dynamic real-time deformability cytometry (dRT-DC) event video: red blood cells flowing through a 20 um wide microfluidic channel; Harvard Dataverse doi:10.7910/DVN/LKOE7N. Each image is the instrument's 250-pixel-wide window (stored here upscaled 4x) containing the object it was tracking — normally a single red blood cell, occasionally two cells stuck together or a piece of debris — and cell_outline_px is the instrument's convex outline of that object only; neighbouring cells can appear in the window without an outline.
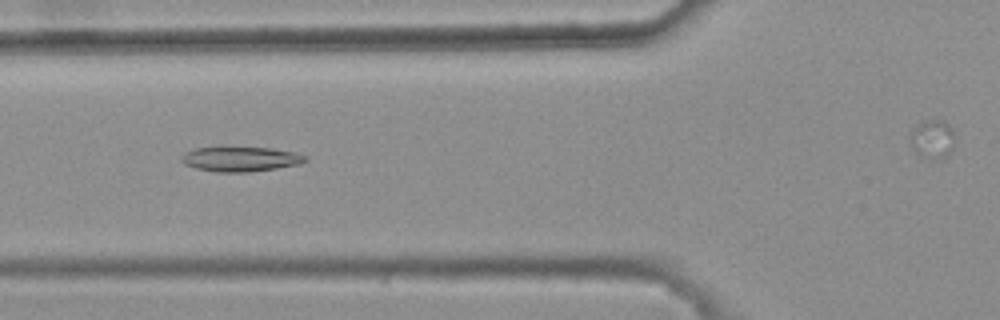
{"species": "common noctule bat (a hibernating species)", "species_latin": "Nyctalus noctula", "temperature_condition": "warm", "stored_images_in_passage": 41, "camera_frame_rate_fps": 3000, "um_per_image_px": 0.085, "animal": {"sex": "female", "body_mass_g": 25.1}, "frame": {"image": 1, "passage_image": 13, "time_ms": 4.0, "image_size_px": [1000, 320], "cell_outline_px": [[308, 160], [300, 164], [276, 168], [248, 172], [216, 172], [196, 168], [184, 164], [180, 160], [180, 156], [184, 152], [196, 148], [220, 144], [228, 144], [272, 148], [296, 152], [304, 156]], "centroid_in_image_um": [20.37, 13.46], "position_along_channel_um": 105.4, "area_um2": 18.96}}
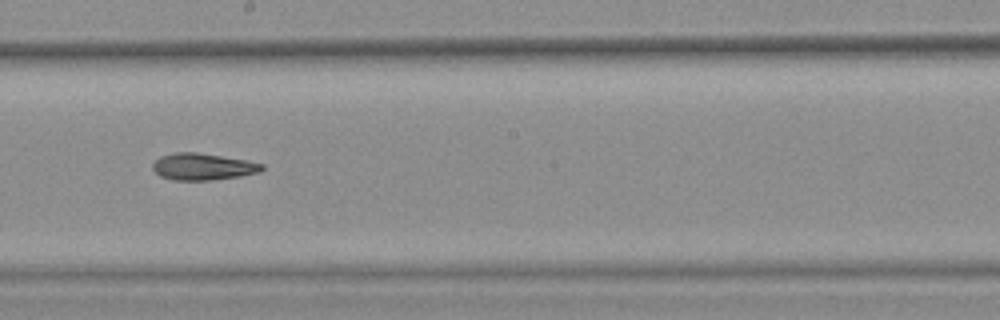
{"frame": {"image": 2, "passage_image": 23, "time_ms": 7.333, "image_size_px": [1000, 320], "cell_outline_px": [[264, 168], [260, 172], [240, 176], [212, 180], [172, 180], [160, 176], [152, 168], [152, 164], [160, 156], [176, 152], [196, 152], [248, 160], [264, 164]], "centroid_in_image_um": [17.25, 14.16], "position_along_channel_um": 230.9, "area_um2": 17.11}}
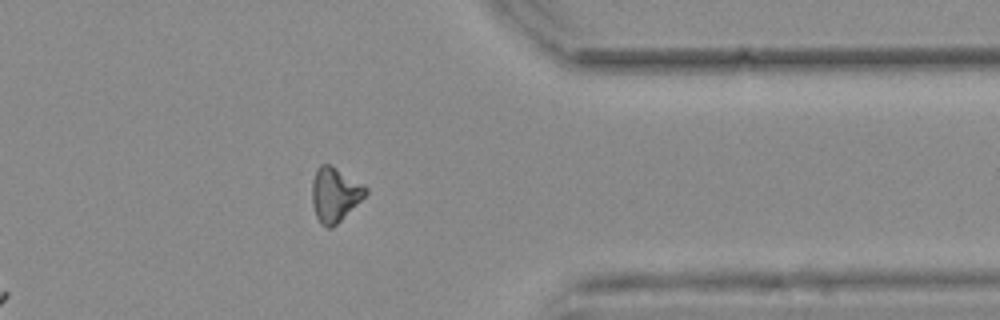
{"frame": {"image": 3, "passage_image": 36, "time_ms": 11.667, "image_size_px": [1000, 320], "cell_outline_px": [[368, 192], [332, 228], [328, 228], [320, 224], [316, 216], [312, 204], [312, 180], [316, 168], [320, 164], [328, 164], [336, 168], [364, 184], [368, 188]], "centroid_in_image_um": [28.43, 16.52], "position_along_channel_um": 383.0, "area_um2": 16.82}}